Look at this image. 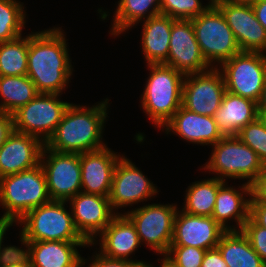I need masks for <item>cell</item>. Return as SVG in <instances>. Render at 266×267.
Listing matches in <instances>:
<instances>
[{
  "mask_svg": "<svg viewBox=\"0 0 266 267\" xmlns=\"http://www.w3.org/2000/svg\"><path fill=\"white\" fill-rule=\"evenodd\" d=\"M0 267H31L28 256L18 246L13 247L0 258Z\"/></svg>",
  "mask_w": 266,
  "mask_h": 267,
  "instance_id": "cell-37",
  "label": "cell"
},
{
  "mask_svg": "<svg viewBox=\"0 0 266 267\" xmlns=\"http://www.w3.org/2000/svg\"><path fill=\"white\" fill-rule=\"evenodd\" d=\"M29 34L0 43V76L27 74Z\"/></svg>",
  "mask_w": 266,
  "mask_h": 267,
  "instance_id": "cell-30",
  "label": "cell"
},
{
  "mask_svg": "<svg viewBox=\"0 0 266 267\" xmlns=\"http://www.w3.org/2000/svg\"><path fill=\"white\" fill-rule=\"evenodd\" d=\"M237 137L252 148L266 166V127L257 117L254 121L244 126Z\"/></svg>",
  "mask_w": 266,
  "mask_h": 267,
  "instance_id": "cell-33",
  "label": "cell"
},
{
  "mask_svg": "<svg viewBox=\"0 0 266 267\" xmlns=\"http://www.w3.org/2000/svg\"><path fill=\"white\" fill-rule=\"evenodd\" d=\"M251 199L250 202L266 203V167L250 184Z\"/></svg>",
  "mask_w": 266,
  "mask_h": 267,
  "instance_id": "cell-38",
  "label": "cell"
},
{
  "mask_svg": "<svg viewBox=\"0 0 266 267\" xmlns=\"http://www.w3.org/2000/svg\"><path fill=\"white\" fill-rule=\"evenodd\" d=\"M233 31L241 52L266 53V30L257 20L252 6L213 0Z\"/></svg>",
  "mask_w": 266,
  "mask_h": 267,
  "instance_id": "cell-16",
  "label": "cell"
},
{
  "mask_svg": "<svg viewBox=\"0 0 266 267\" xmlns=\"http://www.w3.org/2000/svg\"><path fill=\"white\" fill-rule=\"evenodd\" d=\"M95 252L94 255L91 256V258L85 259L84 257H82L81 267H84L86 265L88 267H145L146 265L137 262H131L128 260L112 259L102 255L99 251L98 253L97 251Z\"/></svg>",
  "mask_w": 266,
  "mask_h": 267,
  "instance_id": "cell-36",
  "label": "cell"
},
{
  "mask_svg": "<svg viewBox=\"0 0 266 267\" xmlns=\"http://www.w3.org/2000/svg\"><path fill=\"white\" fill-rule=\"evenodd\" d=\"M44 146L40 139L14 130L0 147V178L39 165Z\"/></svg>",
  "mask_w": 266,
  "mask_h": 267,
  "instance_id": "cell-20",
  "label": "cell"
},
{
  "mask_svg": "<svg viewBox=\"0 0 266 267\" xmlns=\"http://www.w3.org/2000/svg\"><path fill=\"white\" fill-rule=\"evenodd\" d=\"M66 203L51 200L31 209L16 224L22 226L19 241H86L75 228Z\"/></svg>",
  "mask_w": 266,
  "mask_h": 267,
  "instance_id": "cell-5",
  "label": "cell"
},
{
  "mask_svg": "<svg viewBox=\"0 0 266 267\" xmlns=\"http://www.w3.org/2000/svg\"><path fill=\"white\" fill-rule=\"evenodd\" d=\"M51 201L44 170L36 167L0 178L2 217L15 224L31 209Z\"/></svg>",
  "mask_w": 266,
  "mask_h": 267,
  "instance_id": "cell-4",
  "label": "cell"
},
{
  "mask_svg": "<svg viewBox=\"0 0 266 267\" xmlns=\"http://www.w3.org/2000/svg\"><path fill=\"white\" fill-rule=\"evenodd\" d=\"M109 106L108 98L91 107L71 103L45 146L57 152L75 154L107 146L102 140Z\"/></svg>",
  "mask_w": 266,
  "mask_h": 267,
  "instance_id": "cell-2",
  "label": "cell"
},
{
  "mask_svg": "<svg viewBox=\"0 0 266 267\" xmlns=\"http://www.w3.org/2000/svg\"><path fill=\"white\" fill-rule=\"evenodd\" d=\"M212 149L209 161L201 168L215 173L217 179H246V183L251 184L266 167L257 153L237 136L223 137Z\"/></svg>",
  "mask_w": 266,
  "mask_h": 267,
  "instance_id": "cell-6",
  "label": "cell"
},
{
  "mask_svg": "<svg viewBox=\"0 0 266 267\" xmlns=\"http://www.w3.org/2000/svg\"><path fill=\"white\" fill-rule=\"evenodd\" d=\"M117 153L105 146L80 154L81 192L109 197L115 166L123 156Z\"/></svg>",
  "mask_w": 266,
  "mask_h": 267,
  "instance_id": "cell-19",
  "label": "cell"
},
{
  "mask_svg": "<svg viewBox=\"0 0 266 267\" xmlns=\"http://www.w3.org/2000/svg\"><path fill=\"white\" fill-rule=\"evenodd\" d=\"M159 260L161 261L159 267H176L169 260H167L164 256L161 259L159 258L158 262H159ZM145 267H154V265H152V262H151V264L147 262Z\"/></svg>",
  "mask_w": 266,
  "mask_h": 267,
  "instance_id": "cell-45",
  "label": "cell"
},
{
  "mask_svg": "<svg viewBox=\"0 0 266 267\" xmlns=\"http://www.w3.org/2000/svg\"><path fill=\"white\" fill-rule=\"evenodd\" d=\"M227 184L226 181L218 189L211 217L226 231L242 230L244 223L249 218L251 186L246 182L238 188ZM232 220L236 222V225H230Z\"/></svg>",
  "mask_w": 266,
  "mask_h": 267,
  "instance_id": "cell-23",
  "label": "cell"
},
{
  "mask_svg": "<svg viewBox=\"0 0 266 267\" xmlns=\"http://www.w3.org/2000/svg\"><path fill=\"white\" fill-rule=\"evenodd\" d=\"M125 156L115 166L109 195L111 208L116 214H120V208L152 200L159 194L157 186Z\"/></svg>",
  "mask_w": 266,
  "mask_h": 267,
  "instance_id": "cell-12",
  "label": "cell"
},
{
  "mask_svg": "<svg viewBox=\"0 0 266 267\" xmlns=\"http://www.w3.org/2000/svg\"><path fill=\"white\" fill-rule=\"evenodd\" d=\"M219 70L226 91L258 103L266 81V53L240 52L219 65Z\"/></svg>",
  "mask_w": 266,
  "mask_h": 267,
  "instance_id": "cell-10",
  "label": "cell"
},
{
  "mask_svg": "<svg viewBox=\"0 0 266 267\" xmlns=\"http://www.w3.org/2000/svg\"><path fill=\"white\" fill-rule=\"evenodd\" d=\"M14 131L13 115L0 111V147Z\"/></svg>",
  "mask_w": 266,
  "mask_h": 267,
  "instance_id": "cell-39",
  "label": "cell"
},
{
  "mask_svg": "<svg viewBox=\"0 0 266 267\" xmlns=\"http://www.w3.org/2000/svg\"><path fill=\"white\" fill-rule=\"evenodd\" d=\"M229 2L235 3V4H241V5H249L253 6L260 0H228Z\"/></svg>",
  "mask_w": 266,
  "mask_h": 267,
  "instance_id": "cell-46",
  "label": "cell"
},
{
  "mask_svg": "<svg viewBox=\"0 0 266 267\" xmlns=\"http://www.w3.org/2000/svg\"><path fill=\"white\" fill-rule=\"evenodd\" d=\"M100 239L92 241L87 247L99 245V252L112 259H122L140 264H146L144 260H134L131 255L135 253L141 241L136 227L125 214H116L110 224L98 235ZM99 242V243H98ZM130 257V258H129Z\"/></svg>",
  "mask_w": 266,
  "mask_h": 267,
  "instance_id": "cell-17",
  "label": "cell"
},
{
  "mask_svg": "<svg viewBox=\"0 0 266 267\" xmlns=\"http://www.w3.org/2000/svg\"><path fill=\"white\" fill-rule=\"evenodd\" d=\"M0 258L4 256L13 246L7 245L4 246L2 243H4V235L6 236V231L10 229V227L13 226V222L7 218H4L0 216Z\"/></svg>",
  "mask_w": 266,
  "mask_h": 267,
  "instance_id": "cell-42",
  "label": "cell"
},
{
  "mask_svg": "<svg viewBox=\"0 0 266 267\" xmlns=\"http://www.w3.org/2000/svg\"><path fill=\"white\" fill-rule=\"evenodd\" d=\"M226 87L219 68L185 75L182 86V106L203 116L214 117Z\"/></svg>",
  "mask_w": 266,
  "mask_h": 267,
  "instance_id": "cell-13",
  "label": "cell"
},
{
  "mask_svg": "<svg viewBox=\"0 0 266 267\" xmlns=\"http://www.w3.org/2000/svg\"><path fill=\"white\" fill-rule=\"evenodd\" d=\"M40 165L51 200L69 201L81 192L80 154L57 152L44 146Z\"/></svg>",
  "mask_w": 266,
  "mask_h": 267,
  "instance_id": "cell-11",
  "label": "cell"
},
{
  "mask_svg": "<svg viewBox=\"0 0 266 267\" xmlns=\"http://www.w3.org/2000/svg\"><path fill=\"white\" fill-rule=\"evenodd\" d=\"M61 94L39 93L13 115L14 130L40 139L44 144L52 137L71 104L60 100Z\"/></svg>",
  "mask_w": 266,
  "mask_h": 267,
  "instance_id": "cell-8",
  "label": "cell"
},
{
  "mask_svg": "<svg viewBox=\"0 0 266 267\" xmlns=\"http://www.w3.org/2000/svg\"><path fill=\"white\" fill-rule=\"evenodd\" d=\"M68 204L75 228L88 243L96 240L116 215L108 196L79 192Z\"/></svg>",
  "mask_w": 266,
  "mask_h": 267,
  "instance_id": "cell-15",
  "label": "cell"
},
{
  "mask_svg": "<svg viewBox=\"0 0 266 267\" xmlns=\"http://www.w3.org/2000/svg\"><path fill=\"white\" fill-rule=\"evenodd\" d=\"M191 20L200 51L210 67L218 68L241 52L233 31L214 3Z\"/></svg>",
  "mask_w": 266,
  "mask_h": 267,
  "instance_id": "cell-7",
  "label": "cell"
},
{
  "mask_svg": "<svg viewBox=\"0 0 266 267\" xmlns=\"http://www.w3.org/2000/svg\"><path fill=\"white\" fill-rule=\"evenodd\" d=\"M19 0H0V43L22 36L26 11Z\"/></svg>",
  "mask_w": 266,
  "mask_h": 267,
  "instance_id": "cell-31",
  "label": "cell"
},
{
  "mask_svg": "<svg viewBox=\"0 0 266 267\" xmlns=\"http://www.w3.org/2000/svg\"><path fill=\"white\" fill-rule=\"evenodd\" d=\"M39 93L27 75L0 76V111L13 114Z\"/></svg>",
  "mask_w": 266,
  "mask_h": 267,
  "instance_id": "cell-29",
  "label": "cell"
},
{
  "mask_svg": "<svg viewBox=\"0 0 266 267\" xmlns=\"http://www.w3.org/2000/svg\"><path fill=\"white\" fill-rule=\"evenodd\" d=\"M53 27L29 33L27 76L38 93L63 94L74 68L69 55L66 33Z\"/></svg>",
  "mask_w": 266,
  "mask_h": 267,
  "instance_id": "cell-1",
  "label": "cell"
},
{
  "mask_svg": "<svg viewBox=\"0 0 266 267\" xmlns=\"http://www.w3.org/2000/svg\"><path fill=\"white\" fill-rule=\"evenodd\" d=\"M202 5L200 0H160V14L174 19L191 20L202 14L211 4Z\"/></svg>",
  "mask_w": 266,
  "mask_h": 267,
  "instance_id": "cell-32",
  "label": "cell"
},
{
  "mask_svg": "<svg viewBox=\"0 0 266 267\" xmlns=\"http://www.w3.org/2000/svg\"><path fill=\"white\" fill-rule=\"evenodd\" d=\"M226 181L216 177L192 182L185 193L182 211L199 216L211 217L214 211L218 189Z\"/></svg>",
  "mask_w": 266,
  "mask_h": 267,
  "instance_id": "cell-28",
  "label": "cell"
},
{
  "mask_svg": "<svg viewBox=\"0 0 266 267\" xmlns=\"http://www.w3.org/2000/svg\"><path fill=\"white\" fill-rule=\"evenodd\" d=\"M163 64L184 75L204 72L211 68L200 51L192 20L176 19L173 22L168 58Z\"/></svg>",
  "mask_w": 266,
  "mask_h": 267,
  "instance_id": "cell-14",
  "label": "cell"
},
{
  "mask_svg": "<svg viewBox=\"0 0 266 267\" xmlns=\"http://www.w3.org/2000/svg\"><path fill=\"white\" fill-rule=\"evenodd\" d=\"M257 105H258V112H266V81Z\"/></svg>",
  "mask_w": 266,
  "mask_h": 267,
  "instance_id": "cell-44",
  "label": "cell"
},
{
  "mask_svg": "<svg viewBox=\"0 0 266 267\" xmlns=\"http://www.w3.org/2000/svg\"><path fill=\"white\" fill-rule=\"evenodd\" d=\"M249 217L257 225L266 228V203L250 202Z\"/></svg>",
  "mask_w": 266,
  "mask_h": 267,
  "instance_id": "cell-40",
  "label": "cell"
},
{
  "mask_svg": "<svg viewBox=\"0 0 266 267\" xmlns=\"http://www.w3.org/2000/svg\"><path fill=\"white\" fill-rule=\"evenodd\" d=\"M248 238L252 248L266 265V228L257 225L250 217L241 230Z\"/></svg>",
  "mask_w": 266,
  "mask_h": 267,
  "instance_id": "cell-35",
  "label": "cell"
},
{
  "mask_svg": "<svg viewBox=\"0 0 266 267\" xmlns=\"http://www.w3.org/2000/svg\"><path fill=\"white\" fill-rule=\"evenodd\" d=\"M175 20L160 14L143 21L140 47L146 64H162L167 60Z\"/></svg>",
  "mask_w": 266,
  "mask_h": 267,
  "instance_id": "cell-25",
  "label": "cell"
},
{
  "mask_svg": "<svg viewBox=\"0 0 266 267\" xmlns=\"http://www.w3.org/2000/svg\"><path fill=\"white\" fill-rule=\"evenodd\" d=\"M258 117L257 102L232 94H224L222 103L214 115L223 137L237 136L238 132Z\"/></svg>",
  "mask_w": 266,
  "mask_h": 267,
  "instance_id": "cell-24",
  "label": "cell"
},
{
  "mask_svg": "<svg viewBox=\"0 0 266 267\" xmlns=\"http://www.w3.org/2000/svg\"><path fill=\"white\" fill-rule=\"evenodd\" d=\"M206 250L192 246H170L164 257L176 267H201Z\"/></svg>",
  "mask_w": 266,
  "mask_h": 267,
  "instance_id": "cell-34",
  "label": "cell"
},
{
  "mask_svg": "<svg viewBox=\"0 0 266 267\" xmlns=\"http://www.w3.org/2000/svg\"><path fill=\"white\" fill-rule=\"evenodd\" d=\"M162 131L167 135L173 133L189 143L202 146H212L223 138L214 117L199 115L183 106L164 125Z\"/></svg>",
  "mask_w": 266,
  "mask_h": 267,
  "instance_id": "cell-22",
  "label": "cell"
},
{
  "mask_svg": "<svg viewBox=\"0 0 266 267\" xmlns=\"http://www.w3.org/2000/svg\"><path fill=\"white\" fill-rule=\"evenodd\" d=\"M201 267H228L217 248L206 250Z\"/></svg>",
  "mask_w": 266,
  "mask_h": 267,
  "instance_id": "cell-41",
  "label": "cell"
},
{
  "mask_svg": "<svg viewBox=\"0 0 266 267\" xmlns=\"http://www.w3.org/2000/svg\"><path fill=\"white\" fill-rule=\"evenodd\" d=\"M252 9L257 20L266 30V0H260L252 6Z\"/></svg>",
  "mask_w": 266,
  "mask_h": 267,
  "instance_id": "cell-43",
  "label": "cell"
},
{
  "mask_svg": "<svg viewBox=\"0 0 266 267\" xmlns=\"http://www.w3.org/2000/svg\"><path fill=\"white\" fill-rule=\"evenodd\" d=\"M177 204L151 203L125 211L134 223L141 244L164 256L171 246Z\"/></svg>",
  "mask_w": 266,
  "mask_h": 267,
  "instance_id": "cell-9",
  "label": "cell"
},
{
  "mask_svg": "<svg viewBox=\"0 0 266 267\" xmlns=\"http://www.w3.org/2000/svg\"><path fill=\"white\" fill-rule=\"evenodd\" d=\"M147 67L150 73L141 94V108L154 127L161 130L182 106L185 75L163 63Z\"/></svg>",
  "mask_w": 266,
  "mask_h": 267,
  "instance_id": "cell-3",
  "label": "cell"
},
{
  "mask_svg": "<svg viewBox=\"0 0 266 267\" xmlns=\"http://www.w3.org/2000/svg\"><path fill=\"white\" fill-rule=\"evenodd\" d=\"M178 208L171 246H192L204 250L216 248L226 231L212 217L191 215Z\"/></svg>",
  "mask_w": 266,
  "mask_h": 267,
  "instance_id": "cell-18",
  "label": "cell"
},
{
  "mask_svg": "<svg viewBox=\"0 0 266 267\" xmlns=\"http://www.w3.org/2000/svg\"><path fill=\"white\" fill-rule=\"evenodd\" d=\"M258 118L262 121L266 127V112H258Z\"/></svg>",
  "mask_w": 266,
  "mask_h": 267,
  "instance_id": "cell-47",
  "label": "cell"
},
{
  "mask_svg": "<svg viewBox=\"0 0 266 267\" xmlns=\"http://www.w3.org/2000/svg\"><path fill=\"white\" fill-rule=\"evenodd\" d=\"M31 267H81L82 257L77 248L87 241H20ZM25 248V249H24Z\"/></svg>",
  "mask_w": 266,
  "mask_h": 267,
  "instance_id": "cell-21",
  "label": "cell"
},
{
  "mask_svg": "<svg viewBox=\"0 0 266 267\" xmlns=\"http://www.w3.org/2000/svg\"><path fill=\"white\" fill-rule=\"evenodd\" d=\"M216 248L228 267H266L241 230L225 231Z\"/></svg>",
  "mask_w": 266,
  "mask_h": 267,
  "instance_id": "cell-26",
  "label": "cell"
},
{
  "mask_svg": "<svg viewBox=\"0 0 266 267\" xmlns=\"http://www.w3.org/2000/svg\"><path fill=\"white\" fill-rule=\"evenodd\" d=\"M112 18L113 37L126 33L140 22L160 15V0H119Z\"/></svg>",
  "mask_w": 266,
  "mask_h": 267,
  "instance_id": "cell-27",
  "label": "cell"
}]
</instances>
